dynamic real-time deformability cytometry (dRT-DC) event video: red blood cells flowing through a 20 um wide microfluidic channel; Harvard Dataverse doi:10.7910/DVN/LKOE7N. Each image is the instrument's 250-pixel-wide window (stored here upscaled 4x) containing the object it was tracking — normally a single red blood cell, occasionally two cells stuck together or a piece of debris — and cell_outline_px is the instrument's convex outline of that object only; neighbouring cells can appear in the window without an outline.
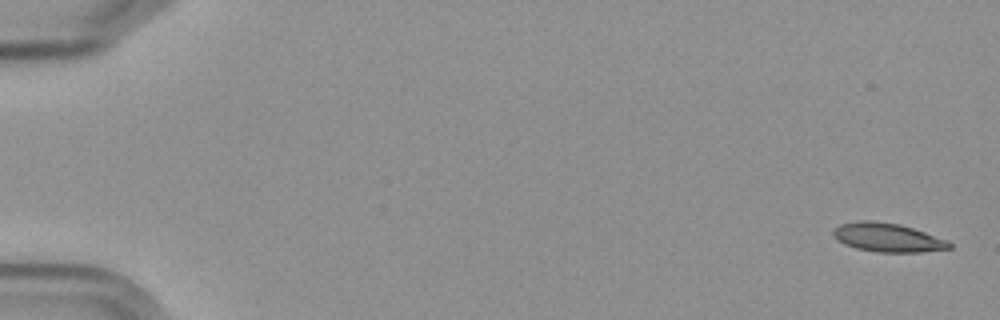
{"species": "Egyptian fruit bat (a non-hibernating species)", "species_latin": "Rousettus aegyptiacus", "temperature_condition": "cold", "stored_images_in_passage": 10, "camera_frame_rate_fps": 3000, "um_per_image_px": 0.085, "frame": {"image": 1, "passage_image": 1, "time_ms": 0.0, "image_size_px": [1000, 320], "cell_outline_px": [[952, 248], [920, 252], [876, 252], [856, 248], [844, 244], [836, 240], [832, 236], [832, 228], [840, 224], [856, 220], [876, 220], [900, 224], [948, 240], [952, 244]], "centroid_in_image_um": [75.39, 20.17], "position_along_channel_um": 9.6, "area_um2": 19.77}}
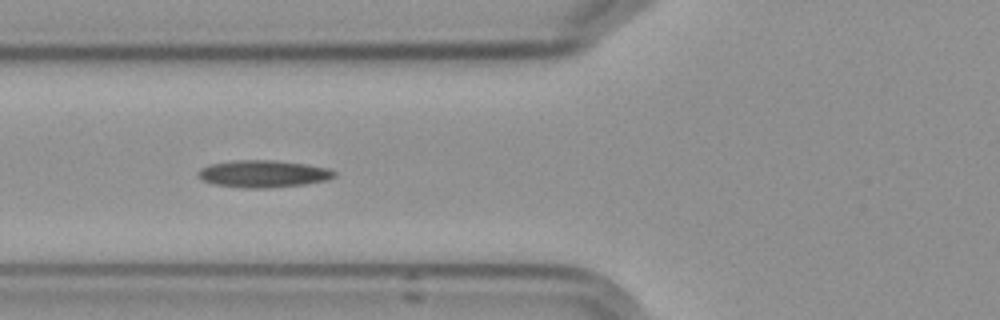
{"frame": {"image": 2, "passage_image": 7, "time_ms": 7.0, "image_size_px": [1000, 320], "cell_outline_px": [[336, 176], [328, 180], [304, 184], [268, 188], [244, 188], [212, 184], [196, 176], [196, 172], [200, 168], [208, 164], [236, 160], [272, 160], [304, 164], [328, 168], [336, 172]], "centroid_in_image_um": [22.34, 14.77], "position_along_channel_um": 103.5, "area_um2": 21.68}}
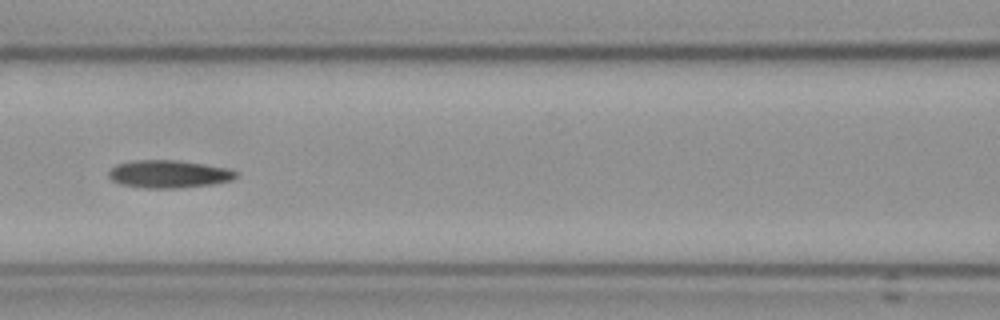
{"frame": {"image": 3, "passage_image": 8, "time_ms": 8.333, "image_size_px": [1000, 320], "cell_outline_px": [[236, 176], [232, 180], [212, 184], [176, 188], [144, 188], [120, 184], [112, 180], [108, 176], [108, 172], [116, 164], [136, 160], [176, 160], [228, 168], [236, 172]], "centroid_in_image_um": [14.31, 14.79], "position_along_channel_um": 152.3, "area_um2": 20.4}}